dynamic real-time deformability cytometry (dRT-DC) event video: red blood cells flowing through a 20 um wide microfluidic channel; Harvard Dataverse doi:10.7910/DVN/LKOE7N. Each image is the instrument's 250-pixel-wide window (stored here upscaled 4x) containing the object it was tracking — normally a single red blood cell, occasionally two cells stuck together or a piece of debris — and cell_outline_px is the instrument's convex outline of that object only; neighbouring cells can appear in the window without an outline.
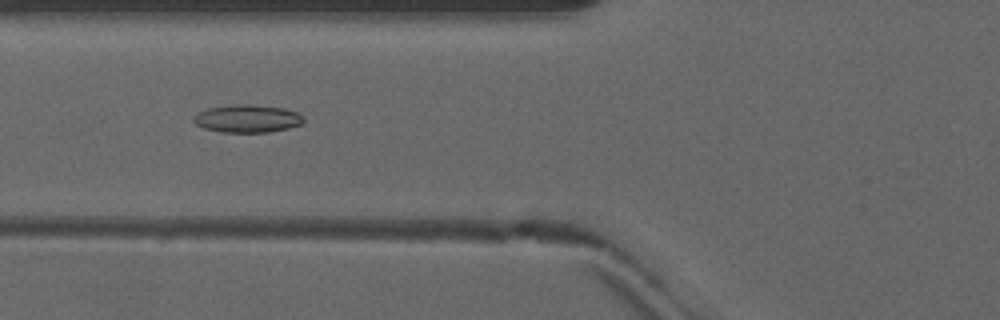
{"species": "common noctule bat (a hibernating species)", "species_latin": "Nyctalus noctula", "temperature_condition": "warm", "stored_images_in_passage": 39, "camera_frame_rate_fps": 3000, "um_per_image_px": 0.085, "animal": {"sex": "male", "forearm_length_mm": 52.5}, "frame": {"image": 1, "passage_image": 9, "time_ms": 2.667, "image_size_px": [1000, 320], "cell_outline_px": [[304, 120], [300, 124], [288, 128], [268, 132], [224, 132], [204, 128], [196, 124], [192, 120], [192, 116], [208, 108], [232, 104], [252, 104], [284, 108], [296, 112], [304, 116]], "centroid_in_image_um": [21.01, 10.07], "position_along_channel_um": 104.8, "area_um2": 17.8}}
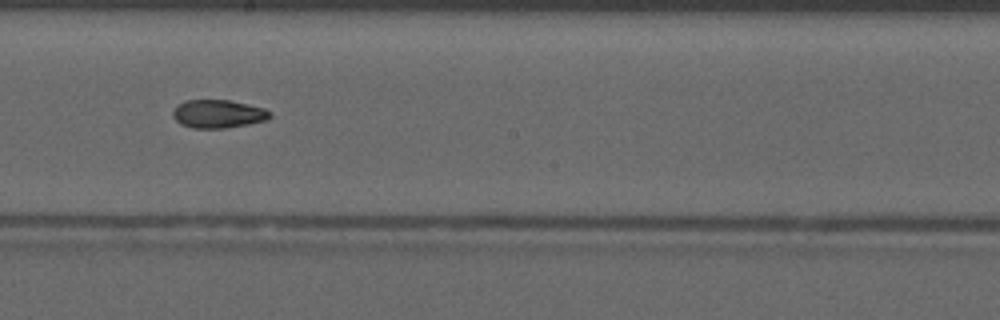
{"frame": {"image": 2, "passage_image": 18, "time_ms": 5.667, "image_size_px": [1000, 320], "cell_outline_px": [[272, 116], [268, 120], [248, 124], [224, 128], [192, 128], [180, 124], [172, 116], [172, 112], [180, 104], [188, 100], [228, 100], [264, 108], [272, 112]], "centroid_in_image_um": [18.57, 9.69], "position_along_channel_um": 229.6, "area_um2": 15.9}}
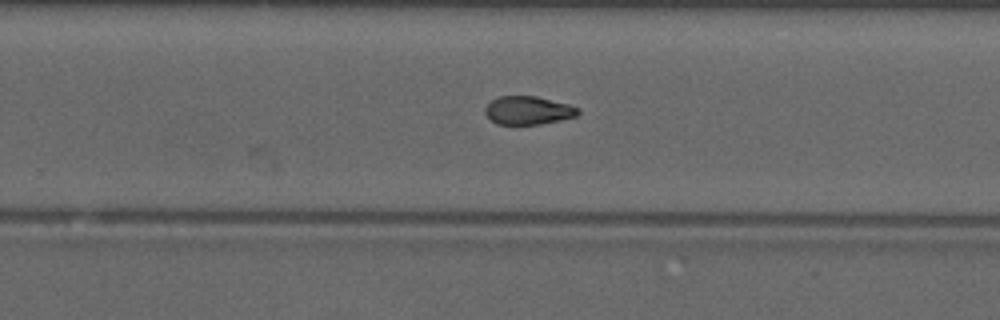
{"frame": {"image": 3, "passage_image": 22, "time_ms": 7.0, "image_size_px": [1000, 320], "cell_outline_px": [[580, 112], [576, 116], [560, 120], [540, 124], [496, 124], [484, 112], [484, 108], [496, 96], [536, 96], [568, 104], [580, 108]], "centroid_in_image_um": [44.89, 9.37], "position_along_channel_um": 284.9, "area_um2": 15.32}, "authors_computed_cell_mechanics": {"area_um2": 16.1262, "velocity_mm_per_s": 4.1693, "shape_relaxation_time_tau1_ms": null, "shape_relaxation_time_tau2_ms": 5.9241, "deformation_change_tau1": null, "deformation_change_tau2": 0.1027}}